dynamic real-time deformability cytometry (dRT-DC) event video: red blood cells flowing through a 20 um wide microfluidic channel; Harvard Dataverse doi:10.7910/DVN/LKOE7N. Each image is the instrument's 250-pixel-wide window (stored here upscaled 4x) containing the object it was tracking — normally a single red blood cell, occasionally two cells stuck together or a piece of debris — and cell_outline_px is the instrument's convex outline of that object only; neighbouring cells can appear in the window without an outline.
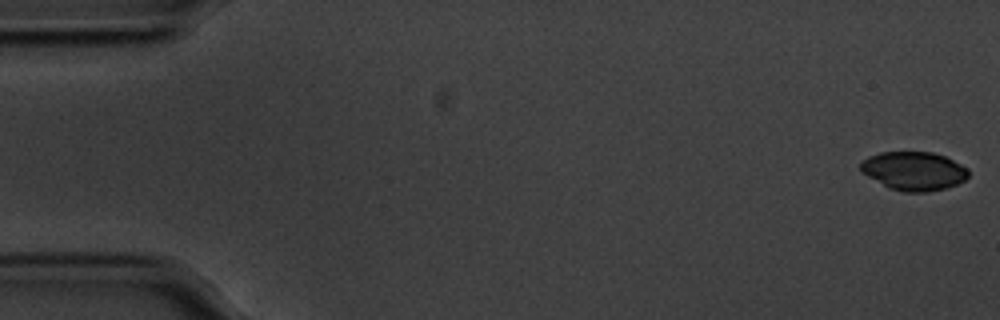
{"species": "common noctule bat (a hibernating species)", "species_latin": "Nyctalus noctula", "temperature_condition": "cold", "stored_images_in_passage": 56, "camera_frame_rate_fps": 3000, "um_per_image_px": 0.085, "animal": {"sex": "male", "body_mass_g": 20.1, "forearm_length_mm": 53.5}, "frame": {"image": 1, "passage_image": 1, "time_ms": 0.0, "image_size_px": [1000, 320], "cell_outline_px": [[968, 176], [964, 180], [956, 184], [944, 188], [924, 192], [904, 192], [888, 188], [860, 172], [860, 160], [868, 156], [880, 152], [932, 152], [944, 156], [968, 168]], "centroid_in_image_um": [77.62, 14.53], "position_along_channel_um": 7.4, "area_um2": 24.33}}
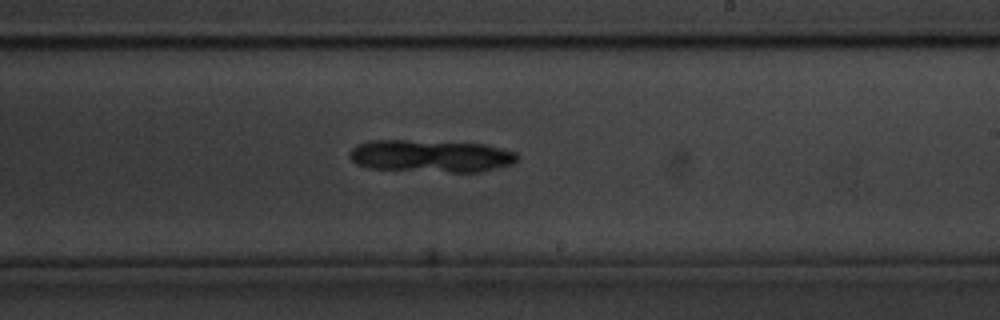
{"frame": {"image": 2, "passage_image": 33, "time_ms": 10.667, "image_size_px": [1000, 320], "cell_outline_px": [[520, 156], [512, 164], [480, 172], [452, 172], [368, 168], [356, 164], [348, 156], [348, 152], [356, 144], [368, 140], [404, 140], [484, 144], [516, 152]], "centroid_in_image_um": [36.58, 13.26], "position_along_channel_um": 252.4, "area_um2": 31.67}}
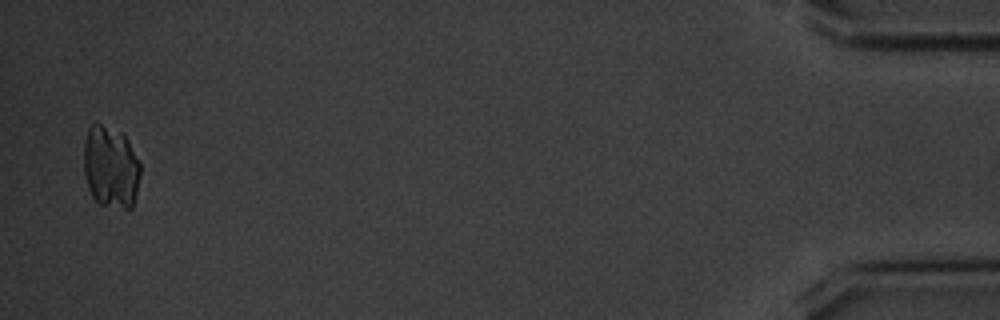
{"frame": {"image": 3, "passage_image": 55, "time_ms": 18.0, "image_size_px": [1000, 320], "cell_outline_px": [[140, 176], [136, 196], [132, 208], [124, 208], [100, 204], [92, 196], [88, 188], [84, 176], [84, 140], [88, 128], [92, 124], [100, 124], [120, 132], [128, 140], [140, 164]], "centroid_in_image_um": [9.4, 14.21], "position_along_channel_um": 425.8, "area_um2": 27.11}}